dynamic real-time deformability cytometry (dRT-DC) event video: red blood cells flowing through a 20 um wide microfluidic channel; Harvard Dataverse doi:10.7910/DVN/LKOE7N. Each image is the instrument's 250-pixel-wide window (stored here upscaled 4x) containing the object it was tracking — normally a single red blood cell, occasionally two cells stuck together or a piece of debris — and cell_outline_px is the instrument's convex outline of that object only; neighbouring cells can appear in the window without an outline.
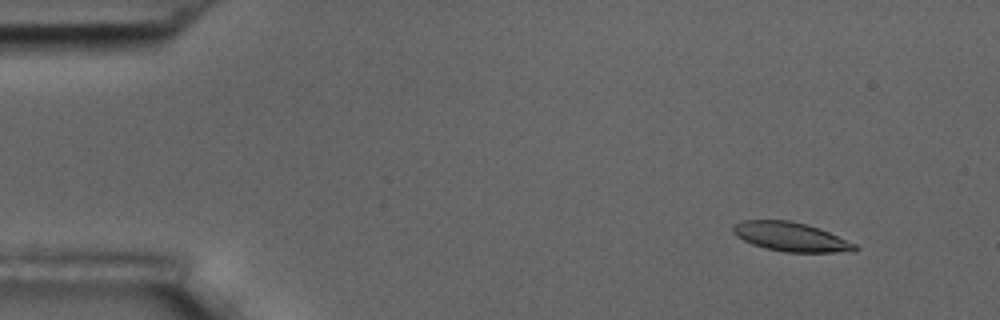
{"species": "common noctule bat (a hibernating species)", "species_latin": "Nyctalus noctula", "temperature_condition": "room temperature", "stored_images_in_passage": 5, "camera_frame_rate_fps": 3000, "um_per_image_px": 0.085, "animal": {"sex": "male", "body_mass_g": 17.5, "forearm_length_mm": 52.3}, "frame": {"image": 1, "passage_image": 2, "time_ms": 1.333, "image_size_px": [1000, 320], "cell_outline_px": [[860, 248], [856, 252], [784, 252], [764, 248], [752, 244], [736, 236], [732, 232], [732, 228], [740, 220], [788, 220], [808, 224], [828, 232], [856, 244]], "centroid_in_image_um": [67.23, 20.14], "position_along_channel_um": 17.8, "area_um2": 20.75}}
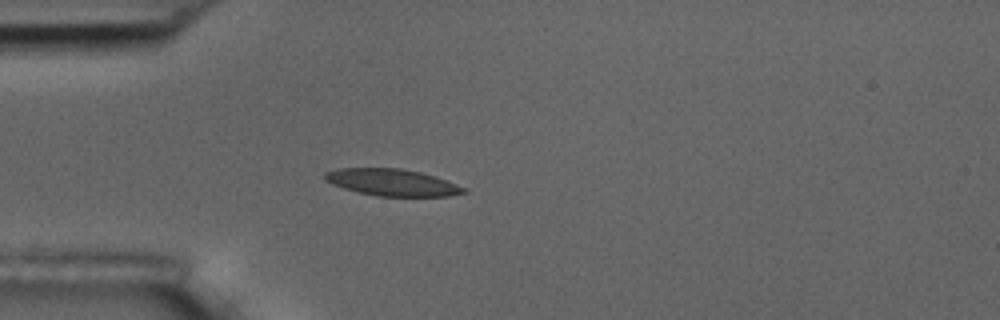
{"frame": {"image": 2, "passage_image": 5, "time_ms": 4.667, "image_size_px": [1000, 320], "cell_outline_px": [[468, 192], [448, 196], [376, 196], [344, 188], [332, 184], [324, 180], [324, 172], [336, 168], [400, 168], [420, 172], [456, 184], [464, 188]], "centroid_in_image_um": [33.27, 15.5], "position_along_channel_um": 51.7, "area_um2": 21.5}}